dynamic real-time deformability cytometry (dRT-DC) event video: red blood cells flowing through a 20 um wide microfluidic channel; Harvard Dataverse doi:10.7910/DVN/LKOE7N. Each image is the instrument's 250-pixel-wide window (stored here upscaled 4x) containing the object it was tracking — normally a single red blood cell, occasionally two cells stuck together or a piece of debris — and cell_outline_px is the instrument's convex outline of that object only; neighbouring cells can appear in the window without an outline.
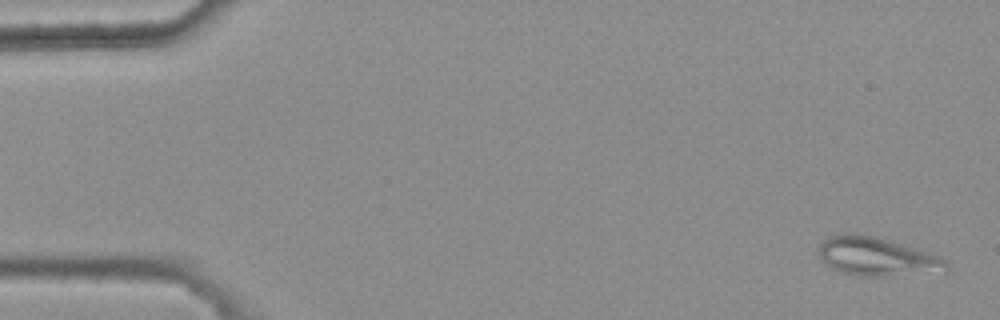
{"species": "common noctule bat (a hibernating species)", "species_latin": "Nyctalus noctula", "temperature_condition": "warm", "stored_images_in_passage": 5, "camera_frame_rate_fps": 3000, "um_per_image_px": 0.085, "animal": {"sex": "female", "body_mass_g": 25.1}, "frame": {"image": 1, "passage_image": 1, "time_ms": 0.0, "image_size_px": [1000, 320], "cell_outline_px": [[952, 272], [880, 276], [860, 276], [840, 272], [832, 268], [820, 256], [820, 244], [824, 240], [840, 232], [852, 232], [876, 236], [940, 256], [948, 264]], "centroid_in_image_um": [74.6, 21.81], "position_along_channel_um": 10.4, "area_um2": 28.84}}